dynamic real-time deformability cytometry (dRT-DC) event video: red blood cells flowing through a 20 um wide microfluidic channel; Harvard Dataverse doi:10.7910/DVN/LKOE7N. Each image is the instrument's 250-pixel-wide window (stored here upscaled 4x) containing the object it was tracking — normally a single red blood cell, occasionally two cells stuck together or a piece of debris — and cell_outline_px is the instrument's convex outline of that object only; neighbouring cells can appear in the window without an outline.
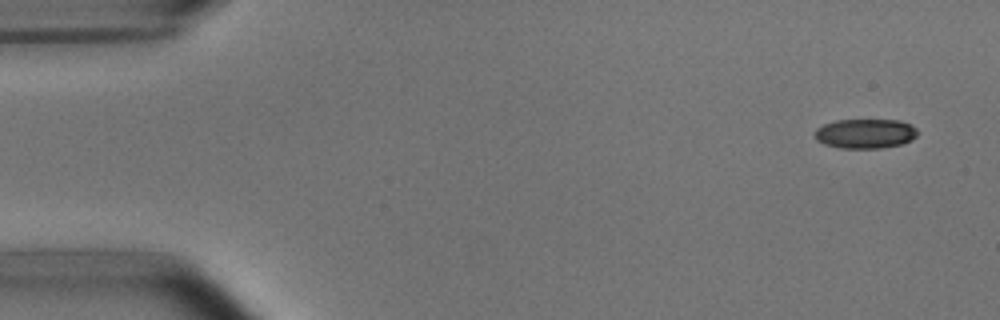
{"species": "common noctule bat (a hibernating species)", "species_latin": "Nyctalus noctula", "temperature_condition": "room temperature", "stored_images_in_passage": 5, "camera_frame_rate_fps": 3000, "um_per_image_px": 0.085, "animal": {"sex": "male", "body_mass_g": 15.6}, "frame": {"image": 1, "passage_image": 1, "time_ms": 0.0, "image_size_px": [1000, 320], "cell_outline_px": [[916, 136], [912, 140], [900, 144], [880, 148], [840, 148], [824, 144], [816, 140], [816, 128], [824, 124], [836, 120], [900, 120], [912, 124], [916, 128]], "centroid_in_image_um": [73.56, 11.35], "position_along_channel_um": 11.4, "area_um2": 17.69}}
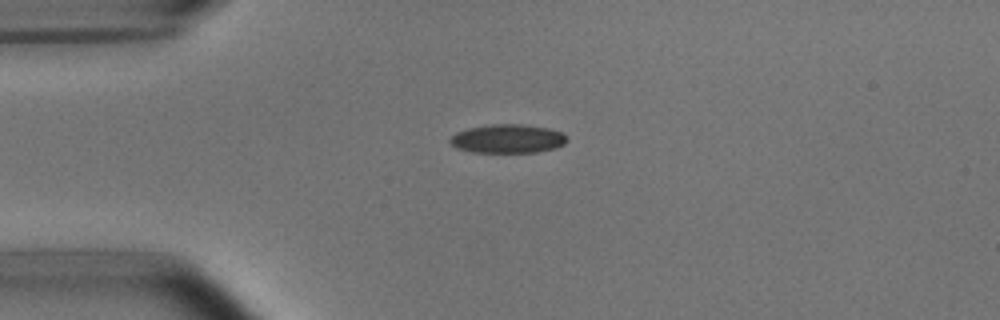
{"frame": {"image": 2, "passage_image": 4, "time_ms": 3.333, "image_size_px": [1000, 320], "cell_outline_px": [[568, 140], [564, 144], [556, 148], [536, 152], [472, 152], [456, 148], [448, 140], [456, 132], [468, 128], [492, 124], [524, 124], [548, 128], [560, 132]], "centroid_in_image_um": [43.14, 11.79], "position_along_channel_um": 41.9, "area_um2": 19.54}}